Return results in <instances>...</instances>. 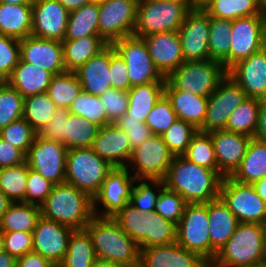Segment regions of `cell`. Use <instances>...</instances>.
<instances>
[{
    "label": "cell",
    "instance_id": "46",
    "mask_svg": "<svg viewBox=\"0 0 266 267\" xmlns=\"http://www.w3.org/2000/svg\"><path fill=\"white\" fill-rule=\"evenodd\" d=\"M182 156L199 166L217 170L215 150L209 133L198 131L191 138L187 151Z\"/></svg>",
    "mask_w": 266,
    "mask_h": 267
},
{
    "label": "cell",
    "instance_id": "42",
    "mask_svg": "<svg viewBox=\"0 0 266 267\" xmlns=\"http://www.w3.org/2000/svg\"><path fill=\"white\" fill-rule=\"evenodd\" d=\"M82 91V85L76 73L65 71L53 75L47 93L56 107L69 109Z\"/></svg>",
    "mask_w": 266,
    "mask_h": 267
},
{
    "label": "cell",
    "instance_id": "15",
    "mask_svg": "<svg viewBox=\"0 0 266 267\" xmlns=\"http://www.w3.org/2000/svg\"><path fill=\"white\" fill-rule=\"evenodd\" d=\"M246 98L242 88L227 75L208 97L204 123L198 131L225 130L228 117Z\"/></svg>",
    "mask_w": 266,
    "mask_h": 267
},
{
    "label": "cell",
    "instance_id": "1",
    "mask_svg": "<svg viewBox=\"0 0 266 267\" xmlns=\"http://www.w3.org/2000/svg\"><path fill=\"white\" fill-rule=\"evenodd\" d=\"M223 176L211 170L175 156L164 178L165 186L177 192L186 203H208L219 198Z\"/></svg>",
    "mask_w": 266,
    "mask_h": 267
},
{
    "label": "cell",
    "instance_id": "5",
    "mask_svg": "<svg viewBox=\"0 0 266 267\" xmlns=\"http://www.w3.org/2000/svg\"><path fill=\"white\" fill-rule=\"evenodd\" d=\"M266 225L239 223L227 243L216 254L212 267H250L265 260Z\"/></svg>",
    "mask_w": 266,
    "mask_h": 267
},
{
    "label": "cell",
    "instance_id": "22",
    "mask_svg": "<svg viewBox=\"0 0 266 267\" xmlns=\"http://www.w3.org/2000/svg\"><path fill=\"white\" fill-rule=\"evenodd\" d=\"M20 60L51 72L53 75L66 71L62 42L30 35L20 40Z\"/></svg>",
    "mask_w": 266,
    "mask_h": 267
},
{
    "label": "cell",
    "instance_id": "10",
    "mask_svg": "<svg viewBox=\"0 0 266 267\" xmlns=\"http://www.w3.org/2000/svg\"><path fill=\"white\" fill-rule=\"evenodd\" d=\"M219 197L240 223L266 225V202L255 192L252 184L240 183L225 176L221 181Z\"/></svg>",
    "mask_w": 266,
    "mask_h": 267
},
{
    "label": "cell",
    "instance_id": "21",
    "mask_svg": "<svg viewBox=\"0 0 266 267\" xmlns=\"http://www.w3.org/2000/svg\"><path fill=\"white\" fill-rule=\"evenodd\" d=\"M227 75L247 97L266 100V46L234 64Z\"/></svg>",
    "mask_w": 266,
    "mask_h": 267
},
{
    "label": "cell",
    "instance_id": "63",
    "mask_svg": "<svg viewBox=\"0 0 266 267\" xmlns=\"http://www.w3.org/2000/svg\"><path fill=\"white\" fill-rule=\"evenodd\" d=\"M255 192L266 202V176L252 183Z\"/></svg>",
    "mask_w": 266,
    "mask_h": 267
},
{
    "label": "cell",
    "instance_id": "73",
    "mask_svg": "<svg viewBox=\"0 0 266 267\" xmlns=\"http://www.w3.org/2000/svg\"><path fill=\"white\" fill-rule=\"evenodd\" d=\"M250 267H266V260L252 264Z\"/></svg>",
    "mask_w": 266,
    "mask_h": 267
},
{
    "label": "cell",
    "instance_id": "7",
    "mask_svg": "<svg viewBox=\"0 0 266 267\" xmlns=\"http://www.w3.org/2000/svg\"><path fill=\"white\" fill-rule=\"evenodd\" d=\"M226 76L223 64L210 59L186 61L166 80L178 91L209 97Z\"/></svg>",
    "mask_w": 266,
    "mask_h": 267
},
{
    "label": "cell",
    "instance_id": "14",
    "mask_svg": "<svg viewBox=\"0 0 266 267\" xmlns=\"http://www.w3.org/2000/svg\"><path fill=\"white\" fill-rule=\"evenodd\" d=\"M124 60L132 86L166 81L156 69L144 40L137 36L118 39L111 44Z\"/></svg>",
    "mask_w": 266,
    "mask_h": 267
},
{
    "label": "cell",
    "instance_id": "29",
    "mask_svg": "<svg viewBox=\"0 0 266 267\" xmlns=\"http://www.w3.org/2000/svg\"><path fill=\"white\" fill-rule=\"evenodd\" d=\"M53 74L41 67L19 60L11 75L5 80L19 94L28 96L46 93Z\"/></svg>",
    "mask_w": 266,
    "mask_h": 267
},
{
    "label": "cell",
    "instance_id": "27",
    "mask_svg": "<svg viewBox=\"0 0 266 267\" xmlns=\"http://www.w3.org/2000/svg\"><path fill=\"white\" fill-rule=\"evenodd\" d=\"M208 221L212 263L240 222L220 197L208 202Z\"/></svg>",
    "mask_w": 266,
    "mask_h": 267
},
{
    "label": "cell",
    "instance_id": "71",
    "mask_svg": "<svg viewBox=\"0 0 266 267\" xmlns=\"http://www.w3.org/2000/svg\"><path fill=\"white\" fill-rule=\"evenodd\" d=\"M259 6H260L261 13L265 15L266 14V0H259Z\"/></svg>",
    "mask_w": 266,
    "mask_h": 267
},
{
    "label": "cell",
    "instance_id": "3",
    "mask_svg": "<svg viewBox=\"0 0 266 267\" xmlns=\"http://www.w3.org/2000/svg\"><path fill=\"white\" fill-rule=\"evenodd\" d=\"M40 210L42 217L73 230L85 229L95 216L93 199L67 182L54 185L51 193L40 205Z\"/></svg>",
    "mask_w": 266,
    "mask_h": 267
},
{
    "label": "cell",
    "instance_id": "13",
    "mask_svg": "<svg viewBox=\"0 0 266 267\" xmlns=\"http://www.w3.org/2000/svg\"><path fill=\"white\" fill-rule=\"evenodd\" d=\"M129 172L131 171L127 165L126 167H114L107 174L98 193L93 197L95 216L113 217L130 202L131 191L136 178ZM100 205L105 209L102 208L101 210L98 207Z\"/></svg>",
    "mask_w": 266,
    "mask_h": 267
},
{
    "label": "cell",
    "instance_id": "62",
    "mask_svg": "<svg viewBox=\"0 0 266 267\" xmlns=\"http://www.w3.org/2000/svg\"><path fill=\"white\" fill-rule=\"evenodd\" d=\"M255 139L266 142V100H261Z\"/></svg>",
    "mask_w": 266,
    "mask_h": 267
},
{
    "label": "cell",
    "instance_id": "34",
    "mask_svg": "<svg viewBox=\"0 0 266 267\" xmlns=\"http://www.w3.org/2000/svg\"><path fill=\"white\" fill-rule=\"evenodd\" d=\"M266 176V142L251 138L240 166L230 176L237 182L252 184Z\"/></svg>",
    "mask_w": 266,
    "mask_h": 267
},
{
    "label": "cell",
    "instance_id": "32",
    "mask_svg": "<svg viewBox=\"0 0 266 267\" xmlns=\"http://www.w3.org/2000/svg\"><path fill=\"white\" fill-rule=\"evenodd\" d=\"M166 81L135 85L128 91L129 106L126 114L144 122L155 104L165 95Z\"/></svg>",
    "mask_w": 266,
    "mask_h": 267
},
{
    "label": "cell",
    "instance_id": "18",
    "mask_svg": "<svg viewBox=\"0 0 266 267\" xmlns=\"http://www.w3.org/2000/svg\"><path fill=\"white\" fill-rule=\"evenodd\" d=\"M229 41L232 67L238 61L248 58L266 46L264 15L240 17L233 20Z\"/></svg>",
    "mask_w": 266,
    "mask_h": 267
},
{
    "label": "cell",
    "instance_id": "43",
    "mask_svg": "<svg viewBox=\"0 0 266 267\" xmlns=\"http://www.w3.org/2000/svg\"><path fill=\"white\" fill-rule=\"evenodd\" d=\"M56 108L47 92L28 96L24 98L23 118L38 134L53 117Z\"/></svg>",
    "mask_w": 266,
    "mask_h": 267
},
{
    "label": "cell",
    "instance_id": "23",
    "mask_svg": "<svg viewBox=\"0 0 266 267\" xmlns=\"http://www.w3.org/2000/svg\"><path fill=\"white\" fill-rule=\"evenodd\" d=\"M141 38L147 46L156 69L164 78L184 63L177 31L154 33Z\"/></svg>",
    "mask_w": 266,
    "mask_h": 267
},
{
    "label": "cell",
    "instance_id": "40",
    "mask_svg": "<svg viewBox=\"0 0 266 267\" xmlns=\"http://www.w3.org/2000/svg\"><path fill=\"white\" fill-rule=\"evenodd\" d=\"M202 9L210 17L231 21L240 17L263 15L259 0H210Z\"/></svg>",
    "mask_w": 266,
    "mask_h": 267
},
{
    "label": "cell",
    "instance_id": "67",
    "mask_svg": "<svg viewBox=\"0 0 266 267\" xmlns=\"http://www.w3.org/2000/svg\"><path fill=\"white\" fill-rule=\"evenodd\" d=\"M91 267H125L124 265L97 258Z\"/></svg>",
    "mask_w": 266,
    "mask_h": 267
},
{
    "label": "cell",
    "instance_id": "74",
    "mask_svg": "<svg viewBox=\"0 0 266 267\" xmlns=\"http://www.w3.org/2000/svg\"><path fill=\"white\" fill-rule=\"evenodd\" d=\"M88 1H89V3L100 5V4L104 3L106 0H88Z\"/></svg>",
    "mask_w": 266,
    "mask_h": 267
},
{
    "label": "cell",
    "instance_id": "17",
    "mask_svg": "<svg viewBox=\"0 0 266 267\" xmlns=\"http://www.w3.org/2000/svg\"><path fill=\"white\" fill-rule=\"evenodd\" d=\"M177 32L184 62L210 60V16L202 8L189 11Z\"/></svg>",
    "mask_w": 266,
    "mask_h": 267
},
{
    "label": "cell",
    "instance_id": "24",
    "mask_svg": "<svg viewBox=\"0 0 266 267\" xmlns=\"http://www.w3.org/2000/svg\"><path fill=\"white\" fill-rule=\"evenodd\" d=\"M209 134L215 150L218 172L223 177L231 176L240 166L252 137L225 130H216Z\"/></svg>",
    "mask_w": 266,
    "mask_h": 267
},
{
    "label": "cell",
    "instance_id": "56",
    "mask_svg": "<svg viewBox=\"0 0 266 267\" xmlns=\"http://www.w3.org/2000/svg\"><path fill=\"white\" fill-rule=\"evenodd\" d=\"M114 124L126 132L132 150L153 135L144 122H139L127 114L119 118Z\"/></svg>",
    "mask_w": 266,
    "mask_h": 267
},
{
    "label": "cell",
    "instance_id": "16",
    "mask_svg": "<svg viewBox=\"0 0 266 267\" xmlns=\"http://www.w3.org/2000/svg\"><path fill=\"white\" fill-rule=\"evenodd\" d=\"M67 151L62 143L36 134L26 155V162L29 168L56 185L65 182Z\"/></svg>",
    "mask_w": 266,
    "mask_h": 267
},
{
    "label": "cell",
    "instance_id": "20",
    "mask_svg": "<svg viewBox=\"0 0 266 267\" xmlns=\"http://www.w3.org/2000/svg\"><path fill=\"white\" fill-rule=\"evenodd\" d=\"M69 13L58 0H35L32 4L31 35L62 42Z\"/></svg>",
    "mask_w": 266,
    "mask_h": 267
},
{
    "label": "cell",
    "instance_id": "64",
    "mask_svg": "<svg viewBox=\"0 0 266 267\" xmlns=\"http://www.w3.org/2000/svg\"><path fill=\"white\" fill-rule=\"evenodd\" d=\"M17 258L10 255L8 252L0 253V267H16Z\"/></svg>",
    "mask_w": 266,
    "mask_h": 267
},
{
    "label": "cell",
    "instance_id": "55",
    "mask_svg": "<svg viewBox=\"0 0 266 267\" xmlns=\"http://www.w3.org/2000/svg\"><path fill=\"white\" fill-rule=\"evenodd\" d=\"M99 97L106 109L110 124L126 114L129 106L128 92L110 88Z\"/></svg>",
    "mask_w": 266,
    "mask_h": 267
},
{
    "label": "cell",
    "instance_id": "69",
    "mask_svg": "<svg viewBox=\"0 0 266 267\" xmlns=\"http://www.w3.org/2000/svg\"><path fill=\"white\" fill-rule=\"evenodd\" d=\"M184 6L188 11H192V0H166Z\"/></svg>",
    "mask_w": 266,
    "mask_h": 267
},
{
    "label": "cell",
    "instance_id": "35",
    "mask_svg": "<svg viewBox=\"0 0 266 267\" xmlns=\"http://www.w3.org/2000/svg\"><path fill=\"white\" fill-rule=\"evenodd\" d=\"M40 217L39 205L12 202L0 220V229L3 232H33Z\"/></svg>",
    "mask_w": 266,
    "mask_h": 267
},
{
    "label": "cell",
    "instance_id": "48",
    "mask_svg": "<svg viewBox=\"0 0 266 267\" xmlns=\"http://www.w3.org/2000/svg\"><path fill=\"white\" fill-rule=\"evenodd\" d=\"M24 98L6 81H0V130L23 117Z\"/></svg>",
    "mask_w": 266,
    "mask_h": 267
},
{
    "label": "cell",
    "instance_id": "31",
    "mask_svg": "<svg viewBox=\"0 0 266 267\" xmlns=\"http://www.w3.org/2000/svg\"><path fill=\"white\" fill-rule=\"evenodd\" d=\"M108 45L100 35H88L76 40H63V59L66 71L76 72Z\"/></svg>",
    "mask_w": 266,
    "mask_h": 267
},
{
    "label": "cell",
    "instance_id": "50",
    "mask_svg": "<svg viewBox=\"0 0 266 267\" xmlns=\"http://www.w3.org/2000/svg\"><path fill=\"white\" fill-rule=\"evenodd\" d=\"M36 134L23 117L0 130V137L20 149L25 155L29 152Z\"/></svg>",
    "mask_w": 266,
    "mask_h": 267
},
{
    "label": "cell",
    "instance_id": "53",
    "mask_svg": "<svg viewBox=\"0 0 266 267\" xmlns=\"http://www.w3.org/2000/svg\"><path fill=\"white\" fill-rule=\"evenodd\" d=\"M20 60V40L0 34V81H5Z\"/></svg>",
    "mask_w": 266,
    "mask_h": 267
},
{
    "label": "cell",
    "instance_id": "45",
    "mask_svg": "<svg viewBox=\"0 0 266 267\" xmlns=\"http://www.w3.org/2000/svg\"><path fill=\"white\" fill-rule=\"evenodd\" d=\"M69 111L71 114L82 116L99 128L110 124L100 97L84 91L73 101Z\"/></svg>",
    "mask_w": 266,
    "mask_h": 267
},
{
    "label": "cell",
    "instance_id": "9",
    "mask_svg": "<svg viewBox=\"0 0 266 267\" xmlns=\"http://www.w3.org/2000/svg\"><path fill=\"white\" fill-rule=\"evenodd\" d=\"M189 11L182 5L166 0H139L134 36L178 31Z\"/></svg>",
    "mask_w": 266,
    "mask_h": 267
},
{
    "label": "cell",
    "instance_id": "26",
    "mask_svg": "<svg viewBox=\"0 0 266 267\" xmlns=\"http://www.w3.org/2000/svg\"><path fill=\"white\" fill-rule=\"evenodd\" d=\"M92 149L113 168L126 167L132 154L126 132L114 123L99 128Z\"/></svg>",
    "mask_w": 266,
    "mask_h": 267
},
{
    "label": "cell",
    "instance_id": "75",
    "mask_svg": "<svg viewBox=\"0 0 266 267\" xmlns=\"http://www.w3.org/2000/svg\"><path fill=\"white\" fill-rule=\"evenodd\" d=\"M265 18V41H266V14L264 15Z\"/></svg>",
    "mask_w": 266,
    "mask_h": 267
},
{
    "label": "cell",
    "instance_id": "2",
    "mask_svg": "<svg viewBox=\"0 0 266 267\" xmlns=\"http://www.w3.org/2000/svg\"><path fill=\"white\" fill-rule=\"evenodd\" d=\"M85 229L92 238L96 257L125 267H139L141 250L113 217L94 216Z\"/></svg>",
    "mask_w": 266,
    "mask_h": 267
},
{
    "label": "cell",
    "instance_id": "19",
    "mask_svg": "<svg viewBox=\"0 0 266 267\" xmlns=\"http://www.w3.org/2000/svg\"><path fill=\"white\" fill-rule=\"evenodd\" d=\"M73 229L40 217L33 233L32 251L58 267L63 261Z\"/></svg>",
    "mask_w": 266,
    "mask_h": 267
},
{
    "label": "cell",
    "instance_id": "68",
    "mask_svg": "<svg viewBox=\"0 0 266 267\" xmlns=\"http://www.w3.org/2000/svg\"><path fill=\"white\" fill-rule=\"evenodd\" d=\"M35 0H0V3H11L20 5H32Z\"/></svg>",
    "mask_w": 266,
    "mask_h": 267
},
{
    "label": "cell",
    "instance_id": "65",
    "mask_svg": "<svg viewBox=\"0 0 266 267\" xmlns=\"http://www.w3.org/2000/svg\"><path fill=\"white\" fill-rule=\"evenodd\" d=\"M69 12L89 3L88 0H58Z\"/></svg>",
    "mask_w": 266,
    "mask_h": 267
},
{
    "label": "cell",
    "instance_id": "60",
    "mask_svg": "<svg viewBox=\"0 0 266 267\" xmlns=\"http://www.w3.org/2000/svg\"><path fill=\"white\" fill-rule=\"evenodd\" d=\"M26 162V155L0 137V169L15 167Z\"/></svg>",
    "mask_w": 266,
    "mask_h": 267
},
{
    "label": "cell",
    "instance_id": "8",
    "mask_svg": "<svg viewBox=\"0 0 266 267\" xmlns=\"http://www.w3.org/2000/svg\"><path fill=\"white\" fill-rule=\"evenodd\" d=\"M176 242L211 264L208 203H187L177 223Z\"/></svg>",
    "mask_w": 266,
    "mask_h": 267
},
{
    "label": "cell",
    "instance_id": "57",
    "mask_svg": "<svg viewBox=\"0 0 266 267\" xmlns=\"http://www.w3.org/2000/svg\"><path fill=\"white\" fill-rule=\"evenodd\" d=\"M4 251L16 258L32 252L33 233L23 231L3 232Z\"/></svg>",
    "mask_w": 266,
    "mask_h": 267
},
{
    "label": "cell",
    "instance_id": "41",
    "mask_svg": "<svg viewBox=\"0 0 266 267\" xmlns=\"http://www.w3.org/2000/svg\"><path fill=\"white\" fill-rule=\"evenodd\" d=\"M98 130L94 123L70 113L64 123V146L67 149L90 148Z\"/></svg>",
    "mask_w": 266,
    "mask_h": 267
},
{
    "label": "cell",
    "instance_id": "49",
    "mask_svg": "<svg viewBox=\"0 0 266 267\" xmlns=\"http://www.w3.org/2000/svg\"><path fill=\"white\" fill-rule=\"evenodd\" d=\"M198 130L190 123L178 119L162 135L163 141L174 156H182Z\"/></svg>",
    "mask_w": 266,
    "mask_h": 267
},
{
    "label": "cell",
    "instance_id": "11",
    "mask_svg": "<svg viewBox=\"0 0 266 267\" xmlns=\"http://www.w3.org/2000/svg\"><path fill=\"white\" fill-rule=\"evenodd\" d=\"M174 157L162 136L153 134L132 150L128 165L136 179L164 180Z\"/></svg>",
    "mask_w": 266,
    "mask_h": 267
},
{
    "label": "cell",
    "instance_id": "54",
    "mask_svg": "<svg viewBox=\"0 0 266 267\" xmlns=\"http://www.w3.org/2000/svg\"><path fill=\"white\" fill-rule=\"evenodd\" d=\"M54 183L45 179L37 171L29 168L26 184L25 202L41 205L51 193Z\"/></svg>",
    "mask_w": 266,
    "mask_h": 267
},
{
    "label": "cell",
    "instance_id": "59",
    "mask_svg": "<svg viewBox=\"0 0 266 267\" xmlns=\"http://www.w3.org/2000/svg\"><path fill=\"white\" fill-rule=\"evenodd\" d=\"M69 114L68 108L57 107L53 117L38 134L45 139L57 141L64 145V123L67 122Z\"/></svg>",
    "mask_w": 266,
    "mask_h": 267
},
{
    "label": "cell",
    "instance_id": "61",
    "mask_svg": "<svg viewBox=\"0 0 266 267\" xmlns=\"http://www.w3.org/2000/svg\"><path fill=\"white\" fill-rule=\"evenodd\" d=\"M16 267H56L49 260L35 252L26 253L17 258Z\"/></svg>",
    "mask_w": 266,
    "mask_h": 267
},
{
    "label": "cell",
    "instance_id": "25",
    "mask_svg": "<svg viewBox=\"0 0 266 267\" xmlns=\"http://www.w3.org/2000/svg\"><path fill=\"white\" fill-rule=\"evenodd\" d=\"M198 254L179 246L177 242L141 249L139 267H206Z\"/></svg>",
    "mask_w": 266,
    "mask_h": 267
},
{
    "label": "cell",
    "instance_id": "38",
    "mask_svg": "<svg viewBox=\"0 0 266 267\" xmlns=\"http://www.w3.org/2000/svg\"><path fill=\"white\" fill-rule=\"evenodd\" d=\"M99 5L87 3L70 11L64 40H76L88 35H99Z\"/></svg>",
    "mask_w": 266,
    "mask_h": 267
},
{
    "label": "cell",
    "instance_id": "30",
    "mask_svg": "<svg viewBox=\"0 0 266 267\" xmlns=\"http://www.w3.org/2000/svg\"><path fill=\"white\" fill-rule=\"evenodd\" d=\"M165 95L171 101L178 119L192 124L199 130L205 119L208 97L194 95L191 92L176 90L167 80Z\"/></svg>",
    "mask_w": 266,
    "mask_h": 267
},
{
    "label": "cell",
    "instance_id": "44",
    "mask_svg": "<svg viewBox=\"0 0 266 267\" xmlns=\"http://www.w3.org/2000/svg\"><path fill=\"white\" fill-rule=\"evenodd\" d=\"M29 165L0 169V189L12 202H25Z\"/></svg>",
    "mask_w": 266,
    "mask_h": 267
},
{
    "label": "cell",
    "instance_id": "66",
    "mask_svg": "<svg viewBox=\"0 0 266 267\" xmlns=\"http://www.w3.org/2000/svg\"><path fill=\"white\" fill-rule=\"evenodd\" d=\"M12 201L0 189V220L3 214L7 211Z\"/></svg>",
    "mask_w": 266,
    "mask_h": 267
},
{
    "label": "cell",
    "instance_id": "52",
    "mask_svg": "<svg viewBox=\"0 0 266 267\" xmlns=\"http://www.w3.org/2000/svg\"><path fill=\"white\" fill-rule=\"evenodd\" d=\"M186 201L177 192L164 186L155 203V211L164 219L174 222L176 225L183 216Z\"/></svg>",
    "mask_w": 266,
    "mask_h": 267
},
{
    "label": "cell",
    "instance_id": "37",
    "mask_svg": "<svg viewBox=\"0 0 266 267\" xmlns=\"http://www.w3.org/2000/svg\"><path fill=\"white\" fill-rule=\"evenodd\" d=\"M96 259L92 238L88 231L73 230L65 257L58 267H91Z\"/></svg>",
    "mask_w": 266,
    "mask_h": 267
},
{
    "label": "cell",
    "instance_id": "39",
    "mask_svg": "<svg viewBox=\"0 0 266 267\" xmlns=\"http://www.w3.org/2000/svg\"><path fill=\"white\" fill-rule=\"evenodd\" d=\"M260 99L247 97L228 117L225 131L254 138L258 125Z\"/></svg>",
    "mask_w": 266,
    "mask_h": 267
},
{
    "label": "cell",
    "instance_id": "12",
    "mask_svg": "<svg viewBox=\"0 0 266 267\" xmlns=\"http://www.w3.org/2000/svg\"><path fill=\"white\" fill-rule=\"evenodd\" d=\"M138 1L106 0L99 5V35L108 44L134 34Z\"/></svg>",
    "mask_w": 266,
    "mask_h": 267
},
{
    "label": "cell",
    "instance_id": "51",
    "mask_svg": "<svg viewBox=\"0 0 266 267\" xmlns=\"http://www.w3.org/2000/svg\"><path fill=\"white\" fill-rule=\"evenodd\" d=\"M177 120L178 117L172 108L171 101L164 95L150 111L145 124L152 134L162 136Z\"/></svg>",
    "mask_w": 266,
    "mask_h": 267
},
{
    "label": "cell",
    "instance_id": "36",
    "mask_svg": "<svg viewBox=\"0 0 266 267\" xmlns=\"http://www.w3.org/2000/svg\"><path fill=\"white\" fill-rule=\"evenodd\" d=\"M232 21L210 17L208 50L210 59L220 62L228 71L231 68Z\"/></svg>",
    "mask_w": 266,
    "mask_h": 267
},
{
    "label": "cell",
    "instance_id": "47",
    "mask_svg": "<svg viewBox=\"0 0 266 267\" xmlns=\"http://www.w3.org/2000/svg\"><path fill=\"white\" fill-rule=\"evenodd\" d=\"M164 186V180L136 179L131 191L130 203L142 213H151L155 211L156 200Z\"/></svg>",
    "mask_w": 266,
    "mask_h": 267
},
{
    "label": "cell",
    "instance_id": "72",
    "mask_svg": "<svg viewBox=\"0 0 266 267\" xmlns=\"http://www.w3.org/2000/svg\"><path fill=\"white\" fill-rule=\"evenodd\" d=\"M4 251V236L3 231L0 229V253Z\"/></svg>",
    "mask_w": 266,
    "mask_h": 267
},
{
    "label": "cell",
    "instance_id": "33",
    "mask_svg": "<svg viewBox=\"0 0 266 267\" xmlns=\"http://www.w3.org/2000/svg\"><path fill=\"white\" fill-rule=\"evenodd\" d=\"M32 5L0 3V34L22 40L31 35Z\"/></svg>",
    "mask_w": 266,
    "mask_h": 267
},
{
    "label": "cell",
    "instance_id": "4",
    "mask_svg": "<svg viewBox=\"0 0 266 267\" xmlns=\"http://www.w3.org/2000/svg\"><path fill=\"white\" fill-rule=\"evenodd\" d=\"M113 219L141 249L176 242L177 225L164 219L159 213H142L128 202Z\"/></svg>",
    "mask_w": 266,
    "mask_h": 267
},
{
    "label": "cell",
    "instance_id": "28",
    "mask_svg": "<svg viewBox=\"0 0 266 267\" xmlns=\"http://www.w3.org/2000/svg\"><path fill=\"white\" fill-rule=\"evenodd\" d=\"M110 44L98 55L90 58L75 73L84 92L100 96L112 88L110 76Z\"/></svg>",
    "mask_w": 266,
    "mask_h": 267
},
{
    "label": "cell",
    "instance_id": "58",
    "mask_svg": "<svg viewBox=\"0 0 266 267\" xmlns=\"http://www.w3.org/2000/svg\"><path fill=\"white\" fill-rule=\"evenodd\" d=\"M110 76L113 89L128 92L133 86L128 77V69L124 60L110 44Z\"/></svg>",
    "mask_w": 266,
    "mask_h": 267
},
{
    "label": "cell",
    "instance_id": "6",
    "mask_svg": "<svg viewBox=\"0 0 266 267\" xmlns=\"http://www.w3.org/2000/svg\"><path fill=\"white\" fill-rule=\"evenodd\" d=\"M113 167L90 148L68 149L65 182L72 184L92 199L98 193Z\"/></svg>",
    "mask_w": 266,
    "mask_h": 267
},
{
    "label": "cell",
    "instance_id": "70",
    "mask_svg": "<svg viewBox=\"0 0 266 267\" xmlns=\"http://www.w3.org/2000/svg\"><path fill=\"white\" fill-rule=\"evenodd\" d=\"M210 0H192V11L203 8Z\"/></svg>",
    "mask_w": 266,
    "mask_h": 267
}]
</instances>
